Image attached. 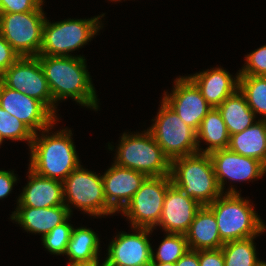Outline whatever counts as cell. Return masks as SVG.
Segmentation results:
<instances>
[{"label": "cell", "instance_id": "cell-10", "mask_svg": "<svg viewBox=\"0 0 266 266\" xmlns=\"http://www.w3.org/2000/svg\"><path fill=\"white\" fill-rule=\"evenodd\" d=\"M170 175L147 177L139 190L121 210L133 228L153 229L160 220L164 197L172 185Z\"/></svg>", "mask_w": 266, "mask_h": 266}, {"label": "cell", "instance_id": "cell-35", "mask_svg": "<svg viewBox=\"0 0 266 266\" xmlns=\"http://www.w3.org/2000/svg\"><path fill=\"white\" fill-rule=\"evenodd\" d=\"M17 178L11 171L0 170V199L8 196Z\"/></svg>", "mask_w": 266, "mask_h": 266}, {"label": "cell", "instance_id": "cell-8", "mask_svg": "<svg viewBox=\"0 0 266 266\" xmlns=\"http://www.w3.org/2000/svg\"><path fill=\"white\" fill-rule=\"evenodd\" d=\"M62 182L64 204L68 207L70 214L72 209L69 203L92 216L115 213L107 204L102 176L87 171L79 165Z\"/></svg>", "mask_w": 266, "mask_h": 266}, {"label": "cell", "instance_id": "cell-38", "mask_svg": "<svg viewBox=\"0 0 266 266\" xmlns=\"http://www.w3.org/2000/svg\"><path fill=\"white\" fill-rule=\"evenodd\" d=\"M150 266H175V263L152 262Z\"/></svg>", "mask_w": 266, "mask_h": 266}, {"label": "cell", "instance_id": "cell-21", "mask_svg": "<svg viewBox=\"0 0 266 266\" xmlns=\"http://www.w3.org/2000/svg\"><path fill=\"white\" fill-rule=\"evenodd\" d=\"M185 236L190 250H216L224 244L220 238L216 217L207 206H202L196 212Z\"/></svg>", "mask_w": 266, "mask_h": 266}, {"label": "cell", "instance_id": "cell-29", "mask_svg": "<svg viewBox=\"0 0 266 266\" xmlns=\"http://www.w3.org/2000/svg\"><path fill=\"white\" fill-rule=\"evenodd\" d=\"M0 134L2 139L28 141L29 146L33 140L34 133L17 117L0 106Z\"/></svg>", "mask_w": 266, "mask_h": 266}, {"label": "cell", "instance_id": "cell-13", "mask_svg": "<svg viewBox=\"0 0 266 266\" xmlns=\"http://www.w3.org/2000/svg\"><path fill=\"white\" fill-rule=\"evenodd\" d=\"M133 229L137 230V234L122 232L110 243L105 266H150L152 247L147 235L152 229Z\"/></svg>", "mask_w": 266, "mask_h": 266}, {"label": "cell", "instance_id": "cell-18", "mask_svg": "<svg viewBox=\"0 0 266 266\" xmlns=\"http://www.w3.org/2000/svg\"><path fill=\"white\" fill-rule=\"evenodd\" d=\"M29 182L18 197L17 207L46 208L64 204L63 182L29 169Z\"/></svg>", "mask_w": 266, "mask_h": 266}, {"label": "cell", "instance_id": "cell-16", "mask_svg": "<svg viewBox=\"0 0 266 266\" xmlns=\"http://www.w3.org/2000/svg\"><path fill=\"white\" fill-rule=\"evenodd\" d=\"M202 206L172 184L164 197L159 223L166 233L186 234L196 212Z\"/></svg>", "mask_w": 266, "mask_h": 266}, {"label": "cell", "instance_id": "cell-33", "mask_svg": "<svg viewBox=\"0 0 266 266\" xmlns=\"http://www.w3.org/2000/svg\"><path fill=\"white\" fill-rule=\"evenodd\" d=\"M19 58V54L0 34V79L3 73Z\"/></svg>", "mask_w": 266, "mask_h": 266}, {"label": "cell", "instance_id": "cell-36", "mask_svg": "<svg viewBox=\"0 0 266 266\" xmlns=\"http://www.w3.org/2000/svg\"><path fill=\"white\" fill-rule=\"evenodd\" d=\"M175 266H200L199 251L188 250L176 263Z\"/></svg>", "mask_w": 266, "mask_h": 266}, {"label": "cell", "instance_id": "cell-15", "mask_svg": "<svg viewBox=\"0 0 266 266\" xmlns=\"http://www.w3.org/2000/svg\"><path fill=\"white\" fill-rule=\"evenodd\" d=\"M216 180L222 193L224 181H246L260 178L266 173V166L259 160L242 156L228 148L219 149L210 153Z\"/></svg>", "mask_w": 266, "mask_h": 266}, {"label": "cell", "instance_id": "cell-28", "mask_svg": "<svg viewBox=\"0 0 266 266\" xmlns=\"http://www.w3.org/2000/svg\"><path fill=\"white\" fill-rule=\"evenodd\" d=\"M189 250L184 234L167 233L155 253L152 249V262L176 263Z\"/></svg>", "mask_w": 266, "mask_h": 266}, {"label": "cell", "instance_id": "cell-7", "mask_svg": "<svg viewBox=\"0 0 266 266\" xmlns=\"http://www.w3.org/2000/svg\"><path fill=\"white\" fill-rule=\"evenodd\" d=\"M154 124L148 130L164 154L175 158L198 153L197 132L189 127L164 100Z\"/></svg>", "mask_w": 266, "mask_h": 266}, {"label": "cell", "instance_id": "cell-4", "mask_svg": "<svg viewBox=\"0 0 266 266\" xmlns=\"http://www.w3.org/2000/svg\"><path fill=\"white\" fill-rule=\"evenodd\" d=\"M216 198L207 207L214 213L221 240H240L264 232L266 226L248 200L241 198L240 193L231 186L228 192Z\"/></svg>", "mask_w": 266, "mask_h": 266}, {"label": "cell", "instance_id": "cell-17", "mask_svg": "<svg viewBox=\"0 0 266 266\" xmlns=\"http://www.w3.org/2000/svg\"><path fill=\"white\" fill-rule=\"evenodd\" d=\"M147 176L136 170L114 163L102 175L107 204L116 212L121 211L139 190Z\"/></svg>", "mask_w": 266, "mask_h": 266}, {"label": "cell", "instance_id": "cell-14", "mask_svg": "<svg viewBox=\"0 0 266 266\" xmlns=\"http://www.w3.org/2000/svg\"><path fill=\"white\" fill-rule=\"evenodd\" d=\"M175 80V87L169 95L164 94L163 100L176 111L178 116L196 132L201 121L211 110V106L201 95L197 86L186 76Z\"/></svg>", "mask_w": 266, "mask_h": 266}, {"label": "cell", "instance_id": "cell-37", "mask_svg": "<svg viewBox=\"0 0 266 266\" xmlns=\"http://www.w3.org/2000/svg\"><path fill=\"white\" fill-rule=\"evenodd\" d=\"M69 266H105V264L103 262L101 265H99V260H98L87 263H74V264L69 263Z\"/></svg>", "mask_w": 266, "mask_h": 266}, {"label": "cell", "instance_id": "cell-11", "mask_svg": "<svg viewBox=\"0 0 266 266\" xmlns=\"http://www.w3.org/2000/svg\"><path fill=\"white\" fill-rule=\"evenodd\" d=\"M0 81L10 89L36 98L56 114L45 73L37 57H20L3 73Z\"/></svg>", "mask_w": 266, "mask_h": 266}, {"label": "cell", "instance_id": "cell-3", "mask_svg": "<svg viewBox=\"0 0 266 266\" xmlns=\"http://www.w3.org/2000/svg\"><path fill=\"white\" fill-rule=\"evenodd\" d=\"M172 183L201 206L211 204L222 193L210 154L195 153L171 161Z\"/></svg>", "mask_w": 266, "mask_h": 266}, {"label": "cell", "instance_id": "cell-6", "mask_svg": "<svg viewBox=\"0 0 266 266\" xmlns=\"http://www.w3.org/2000/svg\"><path fill=\"white\" fill-rule=\"evenodd\" d=\"M103 15L91 19H68L55 23L45 20L39 55L72 56L69 52L89 42L98 32L101 28L99 19Z\"/></svg>", "mask_w": 266, "mask_h": 266}, {"label": "cell", "instance_id": "cell-31", "mask_svg": "<svg viewBox=\"0 0 266 266\" xmlns=\"http://www.w3.org/2000/svg\"><path fill=\"white\" fill-rule=\"evenodd\" d=\"M239 75L266 76V45L246 56V65Z\"/></svg>", "mask_w": 266, "mask_h": 266}, {"label": "cell", "instance_id": "cell-30", "mask_svg": "<svg viewBox=\"0 0 266 266\" xmlns=\"http://www.w3.org/2000/svg\"><path fill=\"white\" fill-rule=\"evenodd\" d=\"M68 220L69 218L42 237L44 247L52 254L60 255L66 253L73 230V226L68 223Z\"/></svg>", "mask_w": 266, "mask_h": 266}, {"label": "cell", "instance_id": "cell-39", "mask_svg": "<svg viewBox=\"0 0 266 266\" xmlns=\"http://www.w3.org/2000/svg\"><path fill=\"white\" fill-rule=\"evenodd\" d=\"M258 266H266V262L260 261Z\"/></svg>", "mask_w": 266, "mask_h": 266}, {"label": "cell", "instance_id": "cell-25", "mask_svg": "<svg viewBox=\"0 0 266 266\" xmlns=\"http://www.w3.org/2000/svg\"><path fill=\"white\" fill-rule=\"evenodd\" d=\"M99 245L94 231L86 227L73 228L65 254L70 257V264L98 261Z\"/></svg>", "mask_w": 266, "mask_h": 266}, {"label": "cell", "instance_id": "cell-1", "mask_svg": "<svg viewBox=\"0 0 266 266\" xmlns=\"http://www.w3.org/2000/svg\"><path fill=\"white\" fill-rule=\"evenodd\" d=\"M37 58L44 70L54 104L71 97L83 106L98 109L97 95L84 57L38 55Z\"/></svg>", "mask_w": 266, "mask_h": 266}, {"label": "cell", "instance_id": "cell-2", "mask_svg": "<svg viewBox=\"0 0 266 266\" xmlns=\"http://www.w3.org/2000/svg\"><path fill=\"white\" fill-rule=\"evenodd\" d=\"M53 124L42 130V136L35 133L30 145L29 168L38 175L63 181L80 164L75 146L71 140V130L49 133ZM68 131V132H67Z\"/></svg>", "mask_w": 266, "mask_h": 266}, {"label": "cell", "instance_id": "cell-19", "mask_svg": "<svg viewBox=\"0 0 266 266\" xmlns=\"http://www.w3.org/2000/svg\"><path fill=\"white\" fill-rule=\"evenodd\" d=\"M238 75L233 79L226 70L213 68L188 78L197 86L207 103L212 108H217L238 89Z\"/></svg>", "mask_w": 266, "mask_h": 266}, {"label": "cell", "instance_id": "cell-40", "mask_svg": "<svg viewBox=\"0 0 266 266\" xmlns=\"http://www.w3.org/2000/svg\"><path fill=\"white\" fill-rule=\"evenodd\" d=\"M2 141H3V139H2V136L0 134V145H1Z\"/></svg>", "mask_w": 266, "mask_h": 266}, {"label": "cell", "instance_id": "cell-26", "mask_svg": "<svg viewBox=\"0 0 266 266\" xmlns=\"http://www.w3.org/2000/svg\"><path fill=\"white\" fill-rule=\"evenodd\" d=\"M255 237L228 241L221 247L225 266H258L260 260L256 256L253 243Z\"/></svg>", "mask_w": 266, "mask_h": 266}, {"label": "cell", "instance_id": "cell-22", "mask_svg": "<svg viewBox=\"0 0 266 266\" xmlns=\"http://www.w3.org/2000/svg\"><path fill=\"white\" fill-rule=\"evenodd\" d=\"M228 149L266 166V120L255 121L242 132L230 135Z\"/></svg>", "mask_w": 266, "mask_h": 266}, {"label": "cell", "instance_id": "cell-9", "mask_svg": "<svg viewBox=\"0 0 266 266\" xmlns=\"http://www.w3.org/2000/svg\"><path fill=\"white\" fill-rule=\"evenodd\" d=\"M43 4L32 12L0 13V34L20 57H37L46 20Z\"/></svg>", "mask_w": 266, "mask_h": 266}, {"label": "cell", "instance_id": "cell-12", "mask_svg": "<svg viewBox=\"0 0 266 266\" xmlns=\"http://www.w3.org/2000/svg\"><path fill=\"white\" fill-rule=\"evenodd\" d=\"M0 106L22 121L34 134L57 121L41 101L6 87L0 81Z\"/></svg>", "mask_w": 266, "mask_h": 266}, {"label": "cell", "instance_id": "cell-27", "mask_svg": "<svg viewBox=\"0 0 266 266\" xmlns=\"http://www.w3.org/2000/svg\"><path fill=\"white\" fill-rule=\"evenodd\" d=\"M238 89L254 114L266 120V76L238 75Z\"/></svg>", "mask_w": 266, "mask_h": 266}, {"label": "cell", "instance_id": "cell-34", "mask_svg": "<svg viewBox=\"0 0 266 266\" xmlns=\"http://www.w3.org/2000/svg\"><path fill=\"white\" fill-rule=\"evenodd\" d=\"M200 266H225L222 249L199 250Z\"/></svg>", "mask_w": 266, "mask_h": 266}, {"label": "cell", "instance_id": "cell-23", "mask_svg": "<svg viewBox=\"0 0 266 266\" xmlns=\"http://www.w3.org/2000/svg\"><path fill=\"white\" fill-rule=\"evenodd\" d=\"M217 109L226 124L229 135L242 132L253 125L256 118L239 89L226 98Z\"/></svg>", "mask_w": 266, "mask_h": 266}, {"label": "cell", "instance_id": "cell-20", "mask_svg": "<svg viewBox=\"0 0 266 266\" xmlns=\"http://www.w3.org/2000/svg\"><path fill=\"white\" fill-rule=\"evenodd\" d=\"M71 214L66 205L46 208L17 207L11 219L18 222L26 231L48 234L54 227L64 223Z\"/></svg>", "mask_w": 266, "mask_h": 266}, {"label": "cell", "instance_id": "cell-5", "mask_svg": "<svg viewBox=\"0 0 266 266\" xmlns=\"http://www.w3.org/2000/svg\"><path fill=\"white\" fill-rule=\"evenodd\" d=\"M117 151L114 163L119 166L136 170L147 177L171 174V161L149 130L134 135L124 133Z\"/></svg>", "mask_w": 266, "mask_h": 266}, {"label": "cell", "instance_id": "cell-32", "mask_svg": "<svg viewBox=\"0 0 266 266\" xmlns=\"http://www.w3.org/2000/svg\"><path fill=\"white\" fill-rule=\"evenodd\" d=\"M43 0H1L0 13H24L36 11Z\"/></svg>", "mask_w": 266, "mask_h": 266}, {"label": "cell", "instance_id": "cell-24", "mask_svg": "<svg viewBox=\"0 0 266 266\" xmlns=\"http://www.w3.org/2000/svg\"><path fill=\"white\" fill-rule=\"evenodd\" d=\"M230 135L226 124L217 108H211L207 115L201 121L197 131L198 153L210 154L219 149H226L229 145ZM207 142L209 147L205 150L199 149L200 140ZM202 150V151H201Z\"/></svg>", "mask_w": 266, "mask_h": 266}]
</instances>
